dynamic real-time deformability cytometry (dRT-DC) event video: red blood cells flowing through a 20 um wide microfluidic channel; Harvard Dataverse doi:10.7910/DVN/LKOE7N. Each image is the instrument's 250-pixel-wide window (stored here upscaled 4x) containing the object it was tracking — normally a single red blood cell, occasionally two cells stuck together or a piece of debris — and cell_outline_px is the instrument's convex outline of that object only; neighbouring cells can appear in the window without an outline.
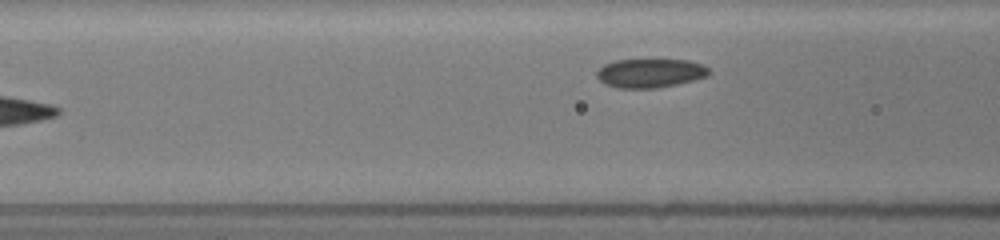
{"species": "common noctule bat (a hibernating species)", "species_latin": "Nyctalus noctula", "temperature_condition": "room temperature", "stored_images_in_passage": 11, "segment_of_instrument_passage": [2, 2], "camera_frame_rate_fps": 3000, "um_per_image_px": 0.085, "animal": {"sex": "female", "body_mass_g": 19.5, "forearm_length_mm": 54.1}, "frame": {"image": 1, "passage_image": 11, "time_ms": 8.667, "image_size_px": [1000, 240], "cell_outline_px": [[712, 72], [708, 76], [676, 84], [656, 88], [616, 88], [604, 84], [596, 76], [596, 72], [604, 64], [616, 60], [688, 60], [700, 64], [708, 68]], "centroid_in_image_um": [55.24, 6.22], "position_along_channel_um": 111.4, "area_um2": 18.84}}